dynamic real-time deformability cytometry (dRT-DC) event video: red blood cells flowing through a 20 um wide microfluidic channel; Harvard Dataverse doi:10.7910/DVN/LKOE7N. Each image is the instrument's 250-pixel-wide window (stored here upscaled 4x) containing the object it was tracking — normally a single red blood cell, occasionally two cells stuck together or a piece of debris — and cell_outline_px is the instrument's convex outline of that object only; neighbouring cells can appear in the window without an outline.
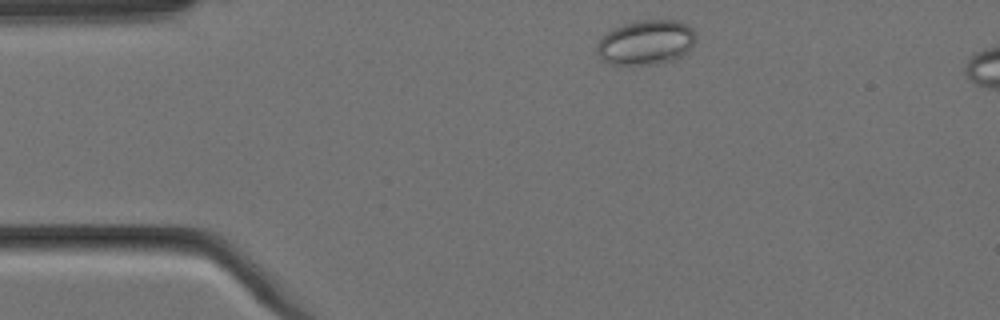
{"species": "Egyptian fruit bat (a non-hibernating species)", "species_latin": "Rousettus aegyptiacus", "temperature_condition": "cold", "stored_images_in_passage": 3, "camera_frame_rate_fps": 3000, "um_per_image_px": 0.085, "animal": {"sex": "female"}, "frame": {"image": 1, "passage_image": 1, "time_ms": 0.0, "image_size_px": [1000, 320], "cell_outline_px": [[696, 40], [692, 48], [688, 52], [672, 60], [652, 64], [608, 64], [596, 52], [596, 44], [600, 36], [624, 24], [640, 20], [680, 20], [688, 24], [692, 28], [696, 36]], "centroid_in_image_um": [54.93, 3.59], "position_along_channel_um": 30.1, "area_um2": 25.89}}